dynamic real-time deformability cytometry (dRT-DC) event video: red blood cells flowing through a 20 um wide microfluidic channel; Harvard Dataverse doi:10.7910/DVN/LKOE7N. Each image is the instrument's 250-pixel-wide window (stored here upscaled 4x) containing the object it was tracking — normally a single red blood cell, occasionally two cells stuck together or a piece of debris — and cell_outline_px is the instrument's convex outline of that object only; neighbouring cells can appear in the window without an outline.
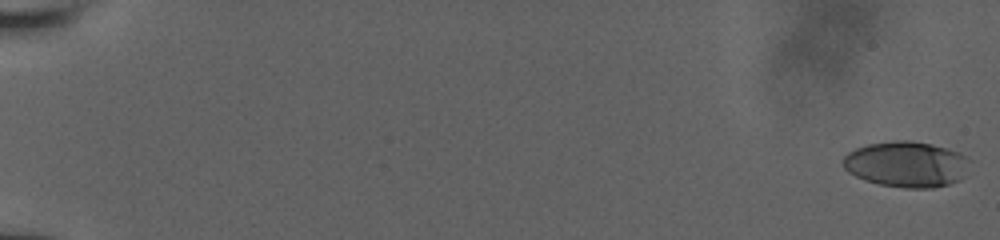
{"species": "human", "species_latin": "Homo sapiens", "temperature_condition": "room temperature", "stored_images_in_passage": 33, "camera_frame_rate_fps": 3000, "um_per_image_px": 0.085, "donor": {"sex": "male"}, "frame": {"image": 1, "passage_image": 1, "time_ms": 0.0, "image_size_px": [1000, 240], "cell_outline_px": [[972, 160], [960, 180], [948, 184], [932, 188], [904, 188], [880, 184], [864, 180], [848, 172], [844, 168], [844, 156], [848, 152], [856, 148], [868, 144], [892, 140], [912, 140], [960, 152], [968, 156]], "centroid_in_image_um": [77.06, 13.96], "position_along_channel_um": 7.9, "area_um2": 33.87}}
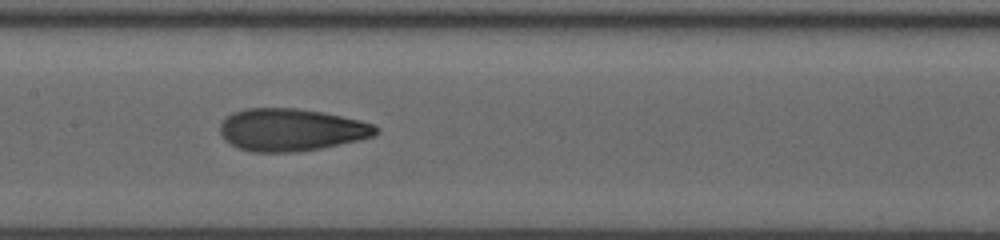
{"frame": {"image": 2, "passage_image": 19, "time_ms": 10.0, "image_size_px": [1000, 240], "cell_outline_px": [[380, 128], [372, 136], [360, 140], [320, 148], [296, 152], [252, 152], [240, 148], [224, 140], [220, 132], [220, 124], [224, 116], [232, 112], [244, 108], [296, 108], [324, 112], [360, 120], [372, 124]], "centroid_in_image_um": [24.71, 11.02], "position_along_channel_um": 182.7, "area_um2": 38.67}}
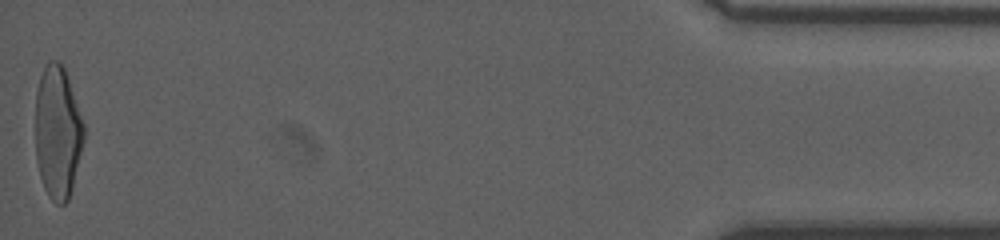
{"frame": {"image": 3, "passage_image": 33, "time_ms": 18.333, "image_size_px": [1000, 240], "cell_outline_px": [[84, 140], [72, 188], [68, 200], [64, 204], [56, 204], [48, 196], [44, 188], [40, 176], [36, 160], [36, 92], [40, 76], [44, 64], [48, 60], [56, 60], [64, 68], [84, 124]], "centroid_in_image_um": [4.89, 11.25], "position_along_channel_um": 430.3, "area_um2": 37.4}}